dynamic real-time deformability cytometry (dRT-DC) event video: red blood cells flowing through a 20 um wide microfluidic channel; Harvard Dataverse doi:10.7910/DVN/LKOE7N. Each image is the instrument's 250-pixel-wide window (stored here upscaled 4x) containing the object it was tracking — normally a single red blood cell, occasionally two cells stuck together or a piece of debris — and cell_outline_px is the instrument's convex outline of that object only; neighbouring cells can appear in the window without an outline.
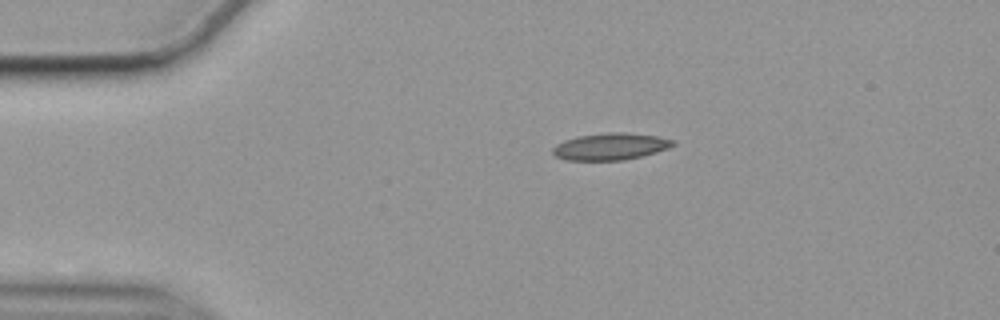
{"species": "common noctule bat (a hibernating species)", "species_latin": "Nyctalus noctula", "temperature_condition": "cold", "stored_images_in_passage": 46, "camera_frame_rate_fps": 3000, "um_per_image_px": 0.085, "animal": {"sex": "female", "body_mass_g": 19.9}, "frame": {"image": 1, "passage_image": 1, "time_ms": 0.0, "image_size_px": [1000, 320], "cell_outline_px": [[676, 144], [668, 148], [656, 152], [624, 160], [564, 160], [556, 156], [552, 152], [552, 148], [556, 144], [564, 140], [580, 136], [608, 132], [624, 132], [656, 136], [672, 140]], "centroid_in_image_um": [51.86, 12.45], "position_along_channel_um": 33.1, "area_um2": 18.67}}
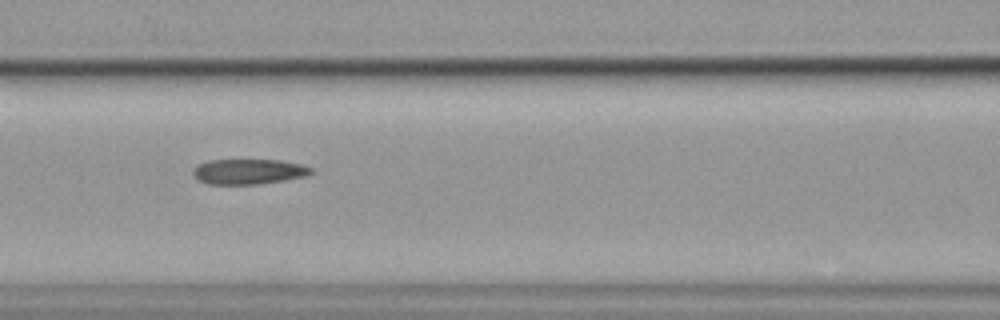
{"frame": {"image": 2, "passage_image": 14, "time_ms": 4.333, "image_size_px": [1000, 320], "cell_outline_px": [[312, 172], [308, 176], [260, 184], [208, 184], [200, 180], [192, 172], [200, 164], [208, 160], [280, 160], [300, 164], [312, 168]], "centroid_in_image_um": [21.18, 14.58], "position_along_channel_um": 145.4, "area_um2": 17.17}}
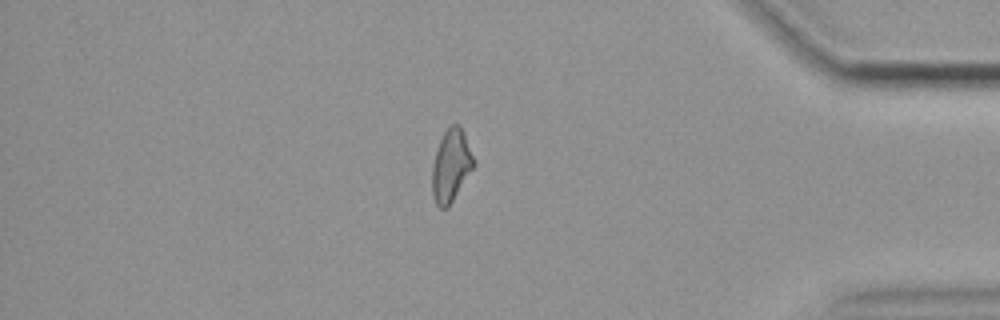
{"frame": {"image": 3, "passage_image": 38, "time_ms": 12.333, "image_size_px": [1000, 320], "cell_outline_px": [[476, 164], [448, 208], [440, 208], [436, 204], [432, 196], [432, 164], [440, 140], [444, 132], [452, 124], [460, 124]], "centroid_in_image_um": [38.33, 14.11], "position_along_channel_um": 396.9, "area_um2": 17.46}, "authors_computed_cell_mechanics": {"area_um2": 17.7735, "velocity_mm_per_s": 3.5467, "shape_relaxation_time_tau1_ms": null, "shape_relaxation_time_tau2_ms": 5.7009, "deformation_change_tau1": null, "deformation_change_tau2": 0.1331}}